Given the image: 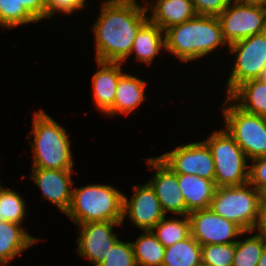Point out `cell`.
<instances>
[{
	"label": "cell",
	"mask_w": 266,
	"mask_h": 266,
	"mask_svg": "<svg viewBox=\"0 0 266 266\" xmlns=\"http://www.w3.org/2000/svg\"><path fill=\"white\" fill-rule=\"evenodd\" d=\"M190 235L201 245L234 243L235 238L255 231H244L235 222L227 220L210 208L188 214Z\"/></svg>",
	"instance_id": "obj_11"
},
{
	"label": "cell",
	"mask_w": 266,
	"mask_h": 266,
	"mask_svg": "<svg viewBox=\"0 0 266 266\" xmlns=\"http://www.w3.org/2000/svg\"><path fill=\"white\" fill-rule=\"evenodd\" d=\"M260 202L261 206H266V186L260 190Z\"/></svg>",
	"instance_id": "obj_37"
},
{
	"label": "cell",
	"mask_w": 266,
	"mask_h": 266,
	"mask_svg": "<svg viewBox=\"0 0 266 266\" xmlns=\"http://www.w3.org/2000/svg\"><path fill=\"white\" fill-rule=\"evenodd\" d=\"M209 208L235 222L244 231H256L261 213L260 191L249 182L240 186L218 187Z\"/></svg>",
	"instance_id": "obj_5"
},
{
	"label": "cell",
	"mask_w": 266,
	"mask_h": 266,
	"mask_svg": "<svg viewBox=\"0 0 266 266\" xmlns=\"http://www.w3.org/2000/svg\"><path fill=\"white\" fill-rule=\"evenodd\" d=\"M228 97L243 111L266 117V82L258 78L245 81Z\"/></svg>",
	"instance_id": "obj_22"
},
{
	"label": "cell",
	"mask_w": 266,
	"mask_h": 266,
	"mask_svg": "<svg viewBox=\"0 0 266 266\" xmlns=\"http://www.w3.org/2000/svg\"><path fill=\"white\" fill-rule=\"evenodd\" d=\"M26 10L39 22L46 19L45 0H19Z\"/></svg>",
	"instance_id": "obj_34"
},
{
	"label": "cell",
	"mask_w": 266,
	"mask_h": 266,
	"mask_svg": "<svg viewBox=\"0 0 266 266\" xmlns=\"http://www.w3.org/2000/svg\"><path fill=\"white\" fill-rule=\"evenodd\" d=\"M204 142L214 159L216 188L240 186L248 182V158L225 129L215 130Z\"/></svg>",
	"instance_id": "obj_6"
},
{
	"label": "cell",
	"mask_w": 266,
	"mask_h": 266,
	"mask_svg": "<svg viewBox=\"0 0 266 266\" xmlns=\"http://www.w3.org/2000/svg\"><path fill=\"white\" fill-rule=\"evenodd\" d=\"M236 242L201 246V263L206 266H232Z\"/></svg>",
	"instance_id": "obj_29"
},
{
	"label": "cell",
	"mask_w": 266,
	"mask_h": 266,
	"mask_svg": "<svg viewBox=\"0 0 266 266\" xmlns=\"http://www.w3.org/2000/svg\"><path fill=\"white\" fill-rule=\"evenodd\" d=\"M31 179L40 188L44 199L66 214L72 200L73 170L32 169Z\"/></svg>",
	"instance_id": "obj_15"
},
{
	"label": "cell",
	"mask_w": 266,
	"mask_h": 266,
	"mask_svg": "<svg viewBox=\"0 0 266 266\" xmlns=\"http://www.w3.org/2000/svg\"><path fill=\"white\" fill-rule=\"evenodd\" d=\"M256 229L266 238V206H261L260 221Z\"/></svg>",
	"instance_id": "obj_35"
},
{
	"label": "cell",
	"mask_w": 266,
	"mask_h": 266,
	"mask_svg": "<svg viewBox=\"0 0 266 266\" xmlns=\"http://www.w3.org/2000/svg\"><path fill=\"white\" fill-rule=\"evenodd\" d=\"M161 219L152 229V233L164 247H170L190 235L188 215L179 218Z\"/></svg>",
	"instance_id": "obj_25"
},
{
	"label": "cell",
	"mask_w": 266,
	"mask_h": 266,
	"mask_svg": "<svg viewBox=\"0 0 266 266\" xmlns=\"http://www.w3.org/2000/svg\"><path fill=\"white\" fill-rule=\"evenodd\" d=\"M166 49L165 32L158 25L148 20L138 31L130 55L135 54L136 61L150 64L159 51ZM135 52V53H134Z\"/></svg>",
	"instance_id": "obj_21"
},
{
	"label": "cell",
	"mask_w": 266,
	"mask_h": 266,
	"mask_svg": "<svg viewBox=\"0 0 266 266\" xmlns=\"http://www.w3.org/2000/svg\"><path fill=\"white\" fill-rule=\"evenodd\" d=\"M228 45L266 31V7L233 0L217 16Z\"/></svg>",
	"instance_id": "obj_9"
},
{
	"label": "cell",
	"mask_w": 266,
	"mask_h": 266,
	"mask_svg": "<svg viewBox=\"0 0 266 266\" xmlns=\"http://www.w3.org/2000/svg\"><path fill=\"white\" fill-rule=\"evenodd\" d=\"M223 104L225 131L242 148L249 161L266 156V117L243 111L226 96ZM230 105H229V104Z\"/></svg>",
	"instance_id": "obj_7"
},
{
	"label": "cell",
	"mask_w": 266,
	"mask_h": 266,
	"mask_svg": "<svg viewBox=\"0 0 266 266\" xmlns=\"http://www.w3.org/2000/svg\"><path fill=\"white\" fill-rule=\"evenodd\" d=\"M227 48L236 54L226 84V95L229 96L245 81L259 77L266 63V31L235 41Z\"/></svg>",
	"instance_id": "obj_8"
},
{
	"label": "cell",
	"mask_w": 266,
	"mask_h": 266,
	"mask_svg": "<svg viewBox=\"0 0 266 266\" xmlns=\"http://www.w3.org/2000/svg\"><path fill=\"white\" fill-rule=\"evenodd\" d=\"M252 162V164H249L248 182L257 191H260L266 186V156L252 159Z\"/></svg>",
	"instance_id": "obj_32"
},
{
	"label": "cell",
	"mask_w": 266,
	"mask_h": 266,
	"mask_svg": "<svg viewBox=\"0 0 266 266\" xmlns=\"http://www.w3.org/2000/svg\"><path fill=\"white\" fill-rule=\"evenodd\" d=\"M258 266H266V245L264 246L263 252L258 262Z\"/></svg>",
	"instance_id": "obj_38"
},
{
	"label": "cell",
	"mask_w": 266,
	"mask_h": 266,
	"mask_svg": "<svg viewBox=\"0 0 266 266\" xmlns=\"http://www.w3.org/2000/svg\"><path fill=\"white\" fill-rule=\"evenodd\" d=\"M46 19L51 18L57 11L69 15L82 8H86V0H45Z\"/></svg>",
	"instance_id": "obj_31"
},
{
	"label": "cell",
	"mask_w": 266,
	"mask_h": 266,
	"mask_svg": "<svg viewBox=\"0 0 266 266\" xmlns=\"http://www.w3.org/2000/svg\"><path fill=\"white\" fill-rule=\"evenodd\" d=\"M166 50L188 62L202 58L219 46H228L217 16L196 15L165 31Z\"/></svg>",
	"instance_id": "obj_2"
},
{
	"label": "cell",
	"mask_w": 266,
	"mask_h": 266,
	"mask_svg": "<svg viewBox=\"0 0 266 266\" xmlns=\"http://www.w3.org/2000/svg\"><path fill=\"white\" fill-rule=\"evenodd\" d=\"M93 25L96 60L127 62L139 29L149 20L137 0H104Z\"/></svg>",
	"instance_id": "obj_1"
},
{
	"label": "cell",
	"mask_w": 266,
	"mask_h": 266,
	"mask_svg": "<svg viewBox=\"0 0 266 266\" xmlns=\"http://www.w3.org/2000/svg\"><path fill=\"white\" fill-rule=\"evenodd\" d=\"M100 68L92 77L93 97L95 105L106 113L115 100V92L122 72L123 63L96 60Z\"/></svg>",
	"instance_id": "obj_16"
},
{
	"label": "cell",
	"mask_w": 266,
	"mask_h": 266,
	"mask_svg": "<svg viewBox=\"0 0 266 266\" xmlns=\"http://www.w3.org/2000/svg\"><path fill=\"white\" fill-rule=\"evenodd\" d=\"M32 22L38 21L19 3V0H0V26L12 29Z\"/></svg>",
	"instance_id": "obj_28"
},
{
	"label": "cell",
	"mask_w": 266,
	"mask_h": 266,
	"mask_svg": "<svg viewBox=\"0 0 266 266\" xmlns=\"http://www.w3.org/2000/svg\"><path fill=\"white\" fill-rule=\"evenodd\" d=\"M233 0H192L197 15L218 16Z\"/></svg>",
	"instance_id": "obj_33"
},
{
	"label": "cell",
	"mask_w": 266,
	"mask_h": 266,
	"mask_svg": "<svg viewBox=\"0 0 266 266\" xmlns=\"http://www.w3.org/2000/svg\"><path fill=\"white\" fill-rule=\"evenodd\" d=\"M99 266H137L131 242L118 240Z\"/></svg>",
	"instance_id": "obj_30"
},
{
	"label": "cell",
	"mask_w": 266,
	"mask_h": 266,
	"mask_svg": "<svg viewBox=\"0 0 266 266\" xmlns=\"http://www.w3.org/2000/svg\"><path fill=\"white\" fill-rule=\"evenodd\" d=\"M201 264V245L189 235L165 249L162 266H199Z\"/></svg>",
	"instance_id": "obj_23"
},
{
	"label": "cell",
	"mask_w": 266,
	"mask_h": 266,
	"mask_svg": "<svg viewBox=\"0 0 266 266\" xmlns=\"http://www.w3.org/2000/svg\"><path fill=\"white\" fill-rule=\"evenodd\" d=\"M39 238H34L21 225L0 222V265L8 266L12 259L22 254V251L33 246Z\"/></svg>",
	"instance_id": "obj_20"
},
{
	"label": "cell",
	"mask_w": 266,
	"mask_h": 266,
	"mask_svg": "<svg viewBox=\"0 0 266 266\" xmlns=\"http://www.w3.org/2000/svg\"><path fill=\"white\" fill-rule=\"evenodd\" d=\"M149 169L155 170L153 179L147 181L153 188L165 214L186 215V203L180 191L177 174L158 157L147 158Z\"/></svg>",
	"instance_id": "obj_14"
},
{
	"label": "cell",
	"mask_w": 266,
	"mask_h": 266,
	"mask_svg": "<svg viewBox=\"0 0 266 266\" xmlns=\"http://www.w3.org/2000/svg\"><path fill=\"white\" fill-rule=\"evenodd\" d=\"M134 194L128 200L123 195V222L128 216L132 225L141 231L151 230L166 214L148 182L133 187Z\"/></svg>",
	"instance_id": "obj_13"
},
{
	"label": "cell",
	"mask_w": 266,
	"mask_h": 266,
	"mask_svg": "<svg viewBox=\"0 0 266 266\" xmlns=\"http://www.w3.org/2000/svg\"><path fill=\"white\" fill-rule=\"evenodd\" d=\"M265 245L266 238L259 232L245 240H238L232 266H258Z\"/></svg>",
	"instance_id": "obj_26"
},
{
	"label": "cell",
	"mask_w": 266,
	"mask_h": 266,
	"mask_svg": "<svg viewBox=\"0 0 266 266\" xmlns=\"http://www.w3.org/2000/svg\"><path fill=\"white\" fill-rule=\"evenodd\" d=\"M158 158L176 174L197 175L214 180V159L204 141L181 144Z\"/></svg>",
	"instance_id": "obj_10"
},
{
	"label": "cell",
	"mask_w": 266,
	"mask_h": 266,
	"mask_svg": "<svg viewBox=\"0 0 266 266\" xmlns=\"http://www.w3.org/2000/svg\"><path fill=\"white\" fill-rule=\"evenodd\" d=\"M137 266H162L165 249L151 230L131 242Z\"/></svg>",
	"instance_id": "obj_24"
},
{
	"label": "cell",
	"mask_w": 266,
	"mask_h": 266,
	"mask_svg": "<svg viewBox=\"0 0 266 266\" xmlns=\"http://www.w3.org/2000/svg\"><path fill=\"white\" fill-rule=\"evenodd\" d=\"M244 3L266 7V0H241Z\"/></svg>",
	"instance_id": "obj_36"
},
{
	"label": "cell",
	"mask_w": 266,
	"mask_h": 266,
	"mask_svg": "<svg viewBox=\"0 0 266 266\" xmlns=\"http://www.w3.org/2000/svg\"><path fill=\"white\" fill-rule=\"evenodd\" d=\"M258 79L266 82V63L264 64L263 69L261 70V73H260Z\"/></svg>",
	"instance_id": "obj_39"
},
{
	"label": "cell",
	"mask_w": 266,
	"mask_h": 266,
	"mask_svg": "<svg viewBox=\"0 0 266 266\" xmlns=\"http://www.w3.org/2000/svg\"><path fill=\"white\" fill-rule=\"evenodd\" d=\"M123 221H98L77 225L79 237L76 251L81 257H87L93 266H99L103 258L119 240L113 233V226H120Z\"/></svg>",
	"instance_id": "obj_12"
},
{
	"label": "cell",
	"mask_w": 266,
	"mask_h": 266,
	"mask_svg": "<svg viewBox=\"0 0 266 266\" xmlns=\"http://www.w3.org/2000/svg\"><path fill=\"white\" fill-rule=\"evenodd\" d=\"M145 5L147 10H152L149 20L164 32L197 15L192 0H156L154 4L146 1Z\"/></svg>",
	"instance_id": "obj_17"
},
{
	"label": "cell",
	"mask_w": 266,
	"mask_h": 266,
	"mask_svg": "<svg viewBox=\"0 0 266 266\" xmlns=\"http://www.w3.org/2000/svg\"><path fill=\"white\" fill-rule=\"evenodd\" d=\"M33 153L32 169L73 170L71 142L65 128L44 110L35 111L29 132Z\"/></svg>",
	"instance_id": "obj_3"
},
{
	"label": "cell",
	"mask_w": 266,
	"mask_h": 266,
	"mask_svg": "<svg viewBox=\"0 0 266 266\" xmlns=\"http://www.w3.org/2000/svg\"><path fill=\"white\" fill-rule=\"evenodd\" d=\"M26 204L16 191L0 184V219L21 225L26 217Z\"/></svg>",
	"instance_id": "obj_27"
},
{
	"label": "cell",
	"mask_w": 266,
	"mask_h": 266,
	"mask_svg": "<svg viewBox=\"0 0 266 266\" xmlns=\"http://www.w3.org/2000/svg\"><path fill=\"white\" fill-rule=\"evenodd\" d=\"M177 179L186 203V215L210 207L216 190L214 180L186 174H177Z\"/></svg>",
	"instance_id": "obj_19"
},
{
	"label": "cell",
	"mask_w": 266,
	"mask_h": 266,
	"mask_svg": "<svg viewBox=\"0 0 266 266\" xmlns=\"http://www.w3.org/2000/svg\"><path fill=\"white\" fill-rule=\"evenodd\" d=\"M123 193L110 185L90 184L72 189L66 216L76 225L98 221H123Z\"/></svg>",
	"instance_id": "obj_4"
},
{
	"label": "cell",
	"mask_w": 266,
	"mask_h": 266,
	"mask_svg": "<svg viewBox=\"0 0 266 266\" xmlns=\"http://www.w3.org/2000/svg\"><path fill=\"white\" fill-rule=\"evenodd\" d=\"M146 81L136 75L123 74L117 83L113 106L105 115L113 116L125 114L126 116L136 110L145 100Z\"/></svg>",
	"instance_id": "obj_18"
}]
</instances>
